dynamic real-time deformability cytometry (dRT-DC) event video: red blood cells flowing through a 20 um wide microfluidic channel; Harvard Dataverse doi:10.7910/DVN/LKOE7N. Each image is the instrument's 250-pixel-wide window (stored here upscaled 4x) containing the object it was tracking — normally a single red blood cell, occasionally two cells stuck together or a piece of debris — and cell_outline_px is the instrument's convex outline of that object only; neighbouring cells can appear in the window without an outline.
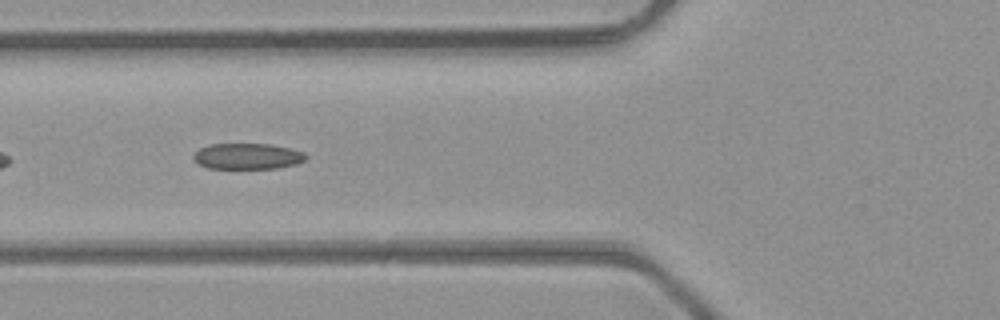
{"species": "common noctule bat (a hibernating species)", "species_latin": "Nyctalus noctula", "temperature_condition": "room temperature", "stored_images_in_passage": 41, "camera_frame_rate_fps": 3000, "um_per_image_px": 0.085, "animal": {"sex": "male", "body_mass_g": 23.1, "forearm_length_mm": 52.7}, "frame": {"image": 1, "passage_image": 17, "time_ms": 5.333, "image_size_px": [1000, 320], "cell_outline_px": [[308, 156], [304, 160], [296, 164], [276, 168], [208, 168], [200, 164], [192, 156], [200, 148], [212, 144], [272, 144], [304, 152]], "centroid_in_image_um": [21.06, 13.28], "position_along_channel_um": 104.7, "area_um2": 16.76}}
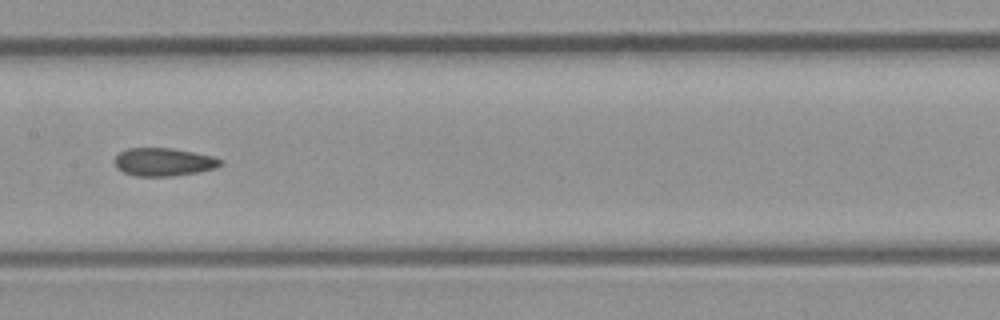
{"frame": {"image": 2, "passage_image": 23, "time_ms": 7.333, "image_size_px": [1000, 320], "cell_outline_px": [[224, 164], [216, 168], [200, 172], [172, 176], [136, 176], [124, 172], [116, 168], [112, 160], [120, 152], [128, 148], [172, 148], [212, 156], [224, 160]], "centroid_in_image_um": [13.92, 13.77], "position_along_channel_um": 193.5, "area_um2": 17.51}}
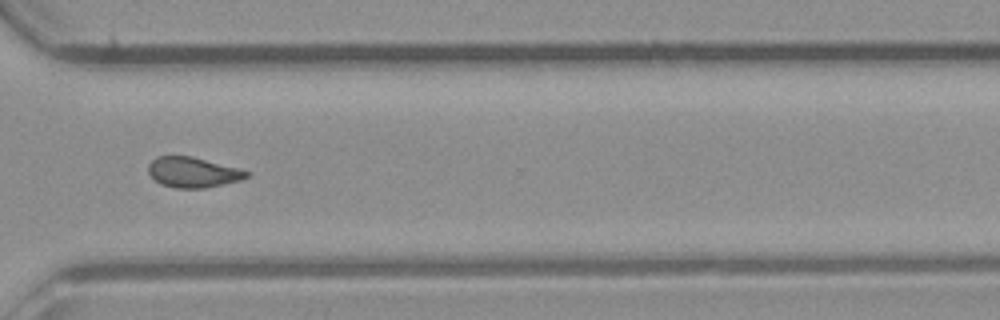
{"frame": {"image": 3, "passage_image": 34, "time_ms": 11.0, "image_size_px": [1000, 320], "cell_outline_px": [[248, 176], [240, 180], [204, 188], [176, 188], [160, 184], [148, 172], [148, 164], [156, 156], [192, 156], [236, 168], [248, 172]], "centroid_in_image_um": [16.34, 14.64], "position_along_channel_um": 354.3, "area_um2": 17.05}, "authors_computed_cell_mechanics": {"area_um2": 17.6868, "velocity_mm_per_s": 4.3999, "shape_relaxation_time_tau1_ms": null, "shape_relaxation_time_tau2_ms": 1.9143, "deformation_change_tau1": null, "deformation_change_tau2": 0.09}}